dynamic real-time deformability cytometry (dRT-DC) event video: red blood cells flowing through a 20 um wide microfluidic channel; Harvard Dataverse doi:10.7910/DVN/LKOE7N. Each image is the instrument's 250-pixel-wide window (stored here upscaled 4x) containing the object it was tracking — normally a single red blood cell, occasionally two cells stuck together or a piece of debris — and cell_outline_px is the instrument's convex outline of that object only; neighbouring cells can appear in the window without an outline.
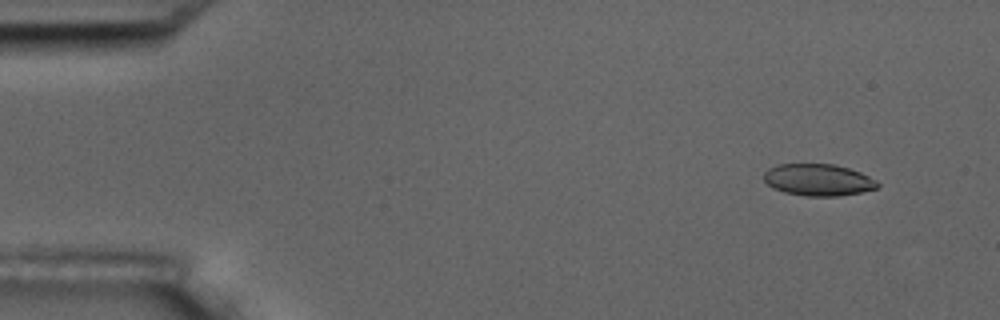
{"species": "common noctule bat (a hibernating species)", "species_latin": "Nyctalus noctula", "temperature_condition": "room temperature", "stored_images_in_passage": 17, "camera_frame_rate_fps": 3000, "um_per_image_px": 0.085, "animal": {"sex": "male", "body_mass_g": 17.5, "forearm_length_mm": 52.3}, "frame": {"image": 1, "passage_image": 2, "time_ms": 1.0, "image_size_px": [1000, 320], "cell_outline_px": [[880, 184], [876, 188], [860, 192], [836, 196], [804, 196], [784, 192], [772, 188], [764, 180], [764, 172], [768, 168], [776, 164], [836, 164], [860, 172], [876, 180]], "centroid_in_image_um": [69.51, 15.28], "position_along_channel_um": 15.5, "area_um2": 21.1}}
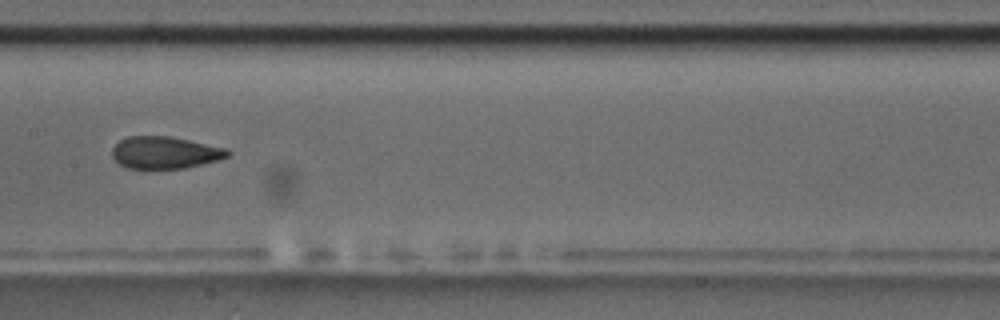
{"frame": {"image": 2, "passage_image": 9, "time_ms": 9.0, "image_size_px": [1000, 320], "cell_outline_px": [[232, 152], [228, 156], [216, 160], [184, 168], [144, 172], [128, 168], [120, 164], [112, 156], [112, 148], [120, 140], [128, 136], [168, 136], [188, 140], [224, 148]], "centroid_in_image_um": [13.94, 13.01], "position_along_channel_um": 193.5, "area_um2": 22.02}}
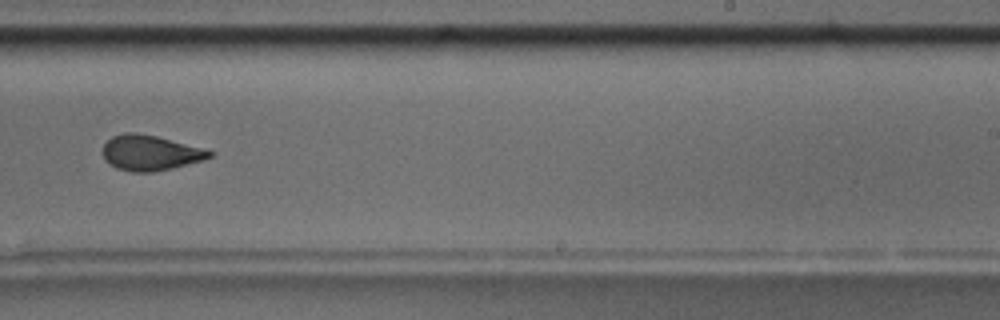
{"frame": {"image": 3, "passage_image": 11, "time_ms": 11.333, "image_size_px": [1000, 320], "cell_outline_px": [[212, 156], [204, 160], [172, 168], [152, 172], [132, 172], [116, 168], [104, 160], [100, 152], [104, 144], [112, 136], [124, 132], [136, 132], [156, 136], [204, 148], [212, 152]], "centroid_in_image_um": [12.72, 12.99], "position_along_channel_um": 276.3, "area_um2": 22.14}, "authors_computed_cell_mechanics": {"area_um2": 22.1374, "velocity_mm_per_s": 3.56, "shape_relaxation_time_tau1_ms": 7.7063, "shape_relaxation_time_tau2_ms": 2.2206, "deformation_change_tau1": 0.171, "deformation_change_tau2": 0.0738}}